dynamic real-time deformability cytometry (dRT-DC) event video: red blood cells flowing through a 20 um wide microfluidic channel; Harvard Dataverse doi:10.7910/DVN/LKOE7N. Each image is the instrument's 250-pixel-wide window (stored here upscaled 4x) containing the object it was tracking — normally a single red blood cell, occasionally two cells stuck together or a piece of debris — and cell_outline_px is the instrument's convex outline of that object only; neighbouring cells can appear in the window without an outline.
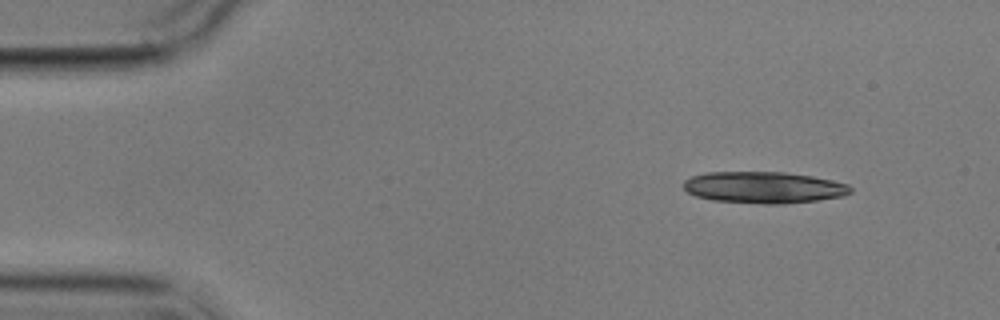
{"species": "common noctule bat (a hibernating species)", "species_latin": "Nyctalus noctula", "temperature_condition": "cold", "stored_images_in_passage": 4, "camera_frame_rate_fps": 3000, "um_per_image_px": 0.085, "animal": {"sex": "male", "body_mass_g": 17.9}, "frame": {"image": 1, "passage_image": 1, "time_ms": 0.0, "image_size_px": [1000, 320], "cell_outline_px": [[852, 192], [844, 196], [816, 200], [784, 204], [764, 204], [712, 200], [696, 196], [688, 192], [684, 188], [684, 180], [692, 176], [704, 172], [784, 172], [812, 176], [832, 180], [848, 184], [852, 188]], "centroid_in_image_um": [64.93, 15.93], "position_along_channel_um": 20.1, "area_um2": 30.81}}